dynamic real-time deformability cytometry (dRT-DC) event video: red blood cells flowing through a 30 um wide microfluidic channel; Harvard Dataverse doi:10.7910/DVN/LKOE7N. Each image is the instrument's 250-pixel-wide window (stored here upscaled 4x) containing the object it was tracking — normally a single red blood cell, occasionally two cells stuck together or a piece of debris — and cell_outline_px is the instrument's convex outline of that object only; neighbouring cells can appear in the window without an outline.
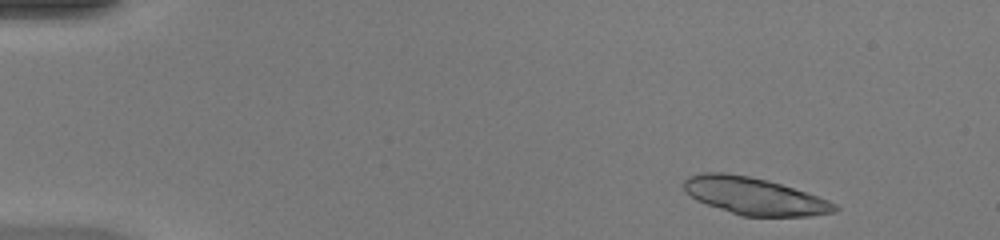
{"species": "common noctule bat (a hibernating species)", "species_latin": "Nyctalus noctula", "temperature_condition": "warm", "stored_images_in_passage": 25, "camera_frame_rate_fps": 3000, "um_per_image_px": 0.085, "animal": {"sex": "female", "body_mass_g": 20.0, "forearm_length_mm": 54.0}, "frame": {"image": 1, "passage_image": 3, "time_ms": 0.667, "image_size_px": [1000, 240], "cell_outline_px": [[840, 208], [836, 212], [812, 216], [740, 216], [696, 200], [684, 192], [684, 180], [688, 176], [700, 172], [724, 172], [748, 176], [768, 180], [828, 200], [836, 204]], "centroid_in_image_um": [64.08, 16.67], "position_along_channel_um": 20.9, "area_um2": 32.71}}